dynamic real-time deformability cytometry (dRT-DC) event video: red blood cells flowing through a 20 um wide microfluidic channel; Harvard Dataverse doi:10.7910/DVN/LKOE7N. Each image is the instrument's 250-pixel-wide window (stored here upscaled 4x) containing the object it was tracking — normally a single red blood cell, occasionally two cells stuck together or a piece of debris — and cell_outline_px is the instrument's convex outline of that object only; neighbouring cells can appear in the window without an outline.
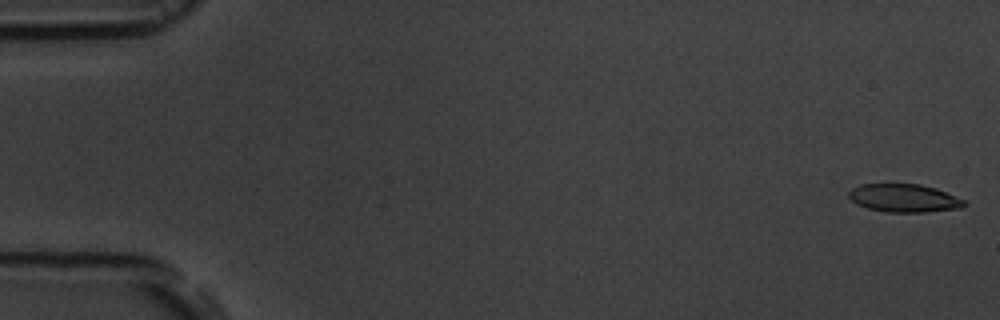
{"species": "common noctule bat (a hibernating species)", "species_latin": "Nyctalus noctula", "temperature_condition": "room temperature", "stored_images_in_passage": 7, "camera_frame_rate_fps": 3000, "um_per_image_px": 0.085, "animal": {"sex": "male", "body_mass_g": 19.5, "forearm_length_mm": 54.6}, "frame": {"image": 1, "passage_image": 1, "time_ms": 0.0, "image_size_px": [1000, 320], "cell_outline_px": [[968, 204], [960, 208], [924, 212], [884, 212], [868, 208], [856, 204], [848, 196], [848, 192], [852, 188], [860, 184], [920, 184], [936, 188], [964, 200]], "centroid_in_image_um": [76.83, 16.84], "position_along_channel_um": 8.2, "area_um2": 18.9}}
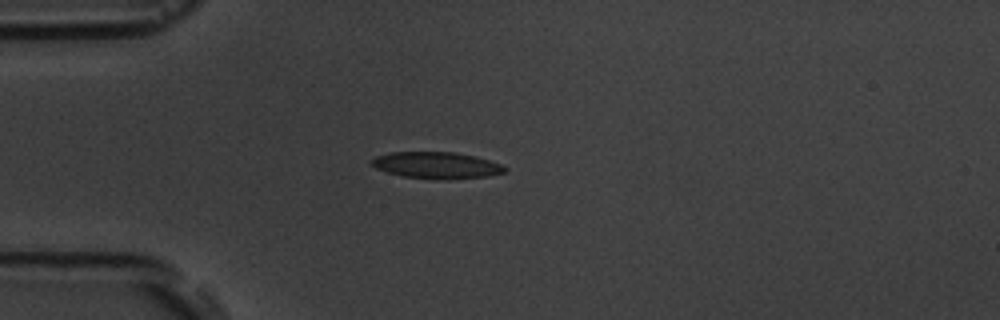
{"frame": {"image": 2, "passage_image": 5, "time_ms": 4.667, "image_size_px": [1000, 320], "cell_outline_px": [[508, 168], [504, 172], [488, 176], [448, 180], [436, 180], [404, 176], [388, 172], [376, 168], [372, 164], [372, 160], [376, 156], [392, 152], [456, 152], [476, 156], [500, 164]], "centroid_in_image_um": [37.14, 14.05], "position_along_channel_um": 47.9, "area_um2": 20.63}}
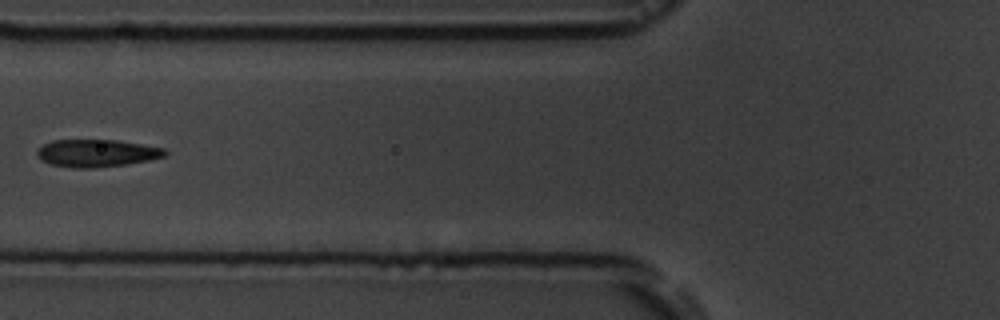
{"frame": {"image": 3, "passage_image": 7, "time_ms": 7.0, "image_size_px": [1000, 320], "cell_outline_px": [[168, 152], [164, 156], [148, 160], [124, 164], [92, 168], [72, 168], [52, 164], [36, 156], [36, 148], [52, 140], [116, 140], [164, 148]], "centroid_in_image_um": [8.18, 13.01], "position_along_channel_um": 117.6, "area_um2": 20.29}}